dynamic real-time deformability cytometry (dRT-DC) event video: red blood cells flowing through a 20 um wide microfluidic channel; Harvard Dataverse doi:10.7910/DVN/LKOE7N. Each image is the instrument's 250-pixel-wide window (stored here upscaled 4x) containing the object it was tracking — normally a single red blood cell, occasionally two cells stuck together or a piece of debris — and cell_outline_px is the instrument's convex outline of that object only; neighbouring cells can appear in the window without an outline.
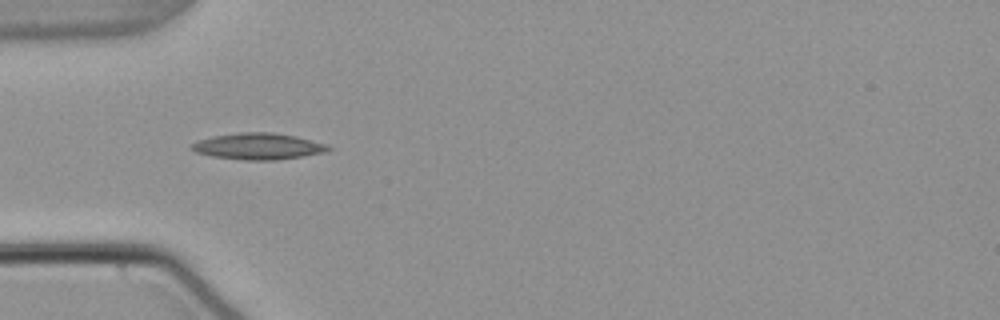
{"species": "common noctule bat (a hibernating species)", "species_latin": "Nyctalus noctula", "temperature_condition": "warm", "stored_images_in_passage": 4, "camera_frame_rate_fps": 3000, "um_per_image_px": 0.085, "animal": {"sex": "male", "body_mass_g": 21.5, "forearm_length_mm": 52.0}, "frame": {"image": 1, "passage_image": 1, "time_ms": 0.0, "image_size_px": [1000, 320], "cell_outline_px": [[332, 148], [324, 152], [304, 156], [276, 160], [244, 160], [212, 156], [196, 152], [188, 148], [196, 140], [212, 136], [240, 132], [272, 132], [296, 136], [324, 144]], "centroid_in_image_um": [21.89, 12.43], "position_along_channel_um": 63.1, "area_um2": 20.98}}